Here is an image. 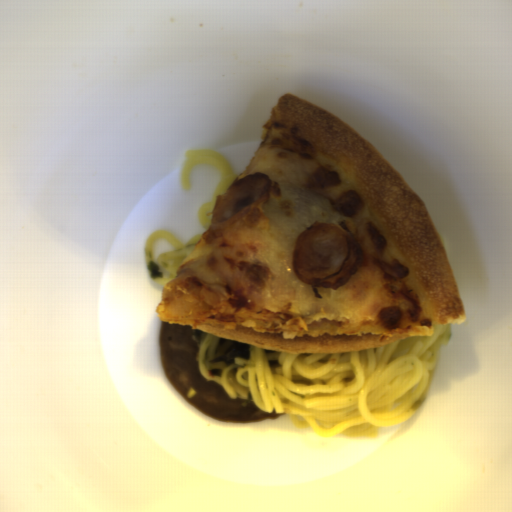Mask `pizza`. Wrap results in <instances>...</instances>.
Returning <instances> with one entry per match:
<instances>
[{"instance_id":"1","label":"pizza","mask_w":512,"mask_h":512,"mask_svg":"<svg viewBox=\"0 0 512 512\" xmlns=\"http://www.w3.org/2000/svg\"><path fill=\"white\" fill-rule=\"evenodd\" d=\"M268 175L267 199L211 225L177 269L192 270L219 304L172 321L262 349L362 351L465 316L432 216L382 153L321 107L283 93L241 174ZM327 222L352 237L362 264L341 289L292 268L297 236Z\"/></svg>"}]
</instances>
